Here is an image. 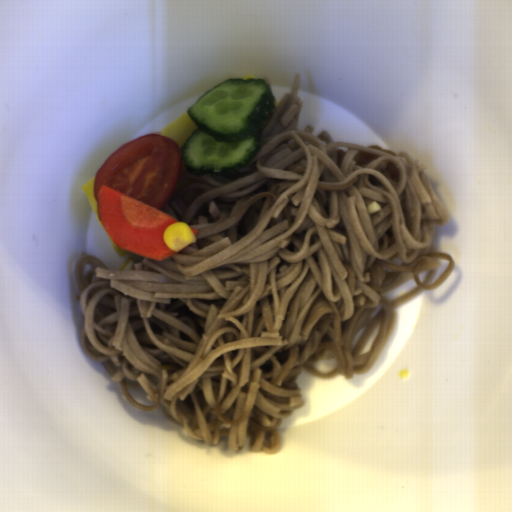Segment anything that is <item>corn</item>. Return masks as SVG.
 <instances>
[{
	"label": "corn",
	"mask_w": 512,
	"mask_h": 512,
	"mask_svg": "<svg viewBox=\"0 0 512 512\" xmlns=\"http://www.w3.org/2000/svg\"><path fill=\"white\" fill-rule=\"evenodd\" d=\"M166 246L176 252L196 241L190 225L184 222H173L167 226L163 233Z\"/></svg>",
	"instance_id": "1"
}]
</instances>
